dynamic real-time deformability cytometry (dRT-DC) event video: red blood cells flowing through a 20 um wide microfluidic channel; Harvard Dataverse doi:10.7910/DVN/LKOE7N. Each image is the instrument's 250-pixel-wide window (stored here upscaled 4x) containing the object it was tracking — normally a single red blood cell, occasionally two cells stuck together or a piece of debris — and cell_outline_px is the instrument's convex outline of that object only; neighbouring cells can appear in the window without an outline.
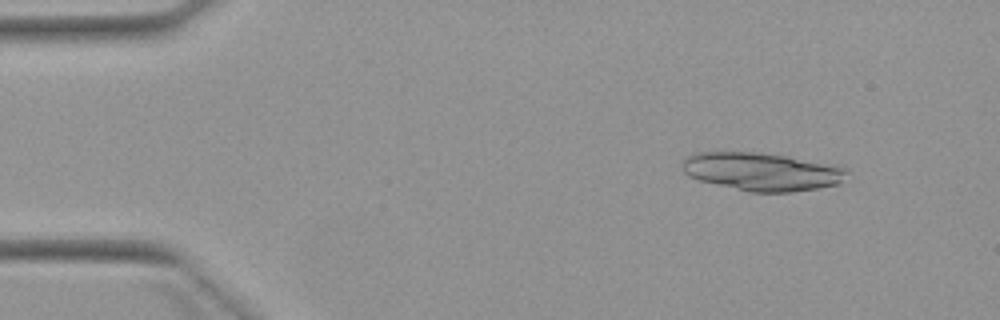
{"species": "Egyptian fruit bat (a non-hibernating species)", "species_latin": "Rousettus aegyptiacus", "temperature_condition": "warm", "stored_images_in_passage": 5, "camera_frame_rate_fps": 3000, "um_per_image_px": 0.085, "animal": {"sex": "female"}, "frame": {"image": 1, "passage_image": 2, "time_ms": 1.333, "image_size_px": [1000, 320], "cell_outline_px": [[848, 172], [840, 184], [792, 192], [752, 192], [700, 180], [688, 176], [680, 168], [680, 164], [688, 156], [696, 152], [756, 152], [788, 156], [840, 164], [848, 168]], "centroid_in_image_um": [64.82, 14.57], "position_along_channel_um": 20.2, "area_um2": 36.88}}